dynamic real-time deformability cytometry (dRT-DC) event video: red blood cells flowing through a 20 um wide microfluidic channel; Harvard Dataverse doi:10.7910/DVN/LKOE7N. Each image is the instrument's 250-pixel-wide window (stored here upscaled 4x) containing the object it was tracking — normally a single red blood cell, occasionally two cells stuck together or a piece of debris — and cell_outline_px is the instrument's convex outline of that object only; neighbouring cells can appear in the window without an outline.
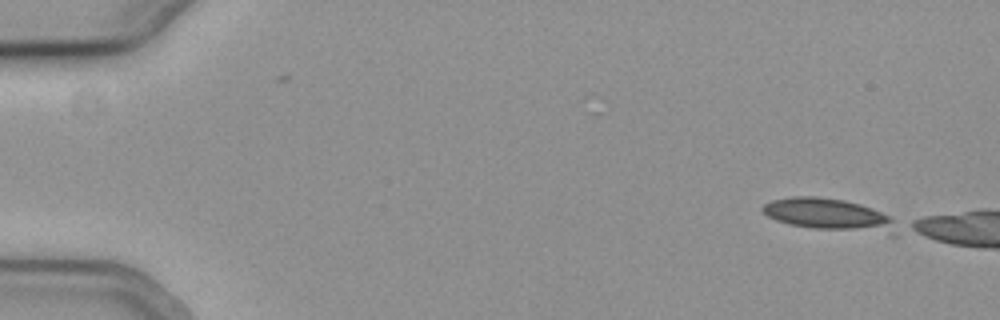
{"species": "common noctule bat (a hibernating species)", "species_latin": "Nyctalus noctula", "temperature_condition": "cold", "stored_images_in_passage": 2, "camera_frame_rate_fps": 3000, "um_per_image_px": 0.085, "animal": {"sex": "female", "body_mass_g": 19.3, "forearm_length_mm": 54.1}, "frame": {"image": 1, "passage_image": 2, "time_ms": 0.333, "image_size_px": [1000, 320], "cell_outline_px": [[896, 236], [888, 236], [812, 228], [788, 224], [776, 220], [768, 216], [760, 208], [764, 204], [772, 200], [792, 196], [816, 196], [844, 200], [860, 204], [872, 208], [896, 220]], "centroid_in_image_um": [70.56, 18.29], "position_along_channel_um": 14.4, "area_um2": 25.72}}